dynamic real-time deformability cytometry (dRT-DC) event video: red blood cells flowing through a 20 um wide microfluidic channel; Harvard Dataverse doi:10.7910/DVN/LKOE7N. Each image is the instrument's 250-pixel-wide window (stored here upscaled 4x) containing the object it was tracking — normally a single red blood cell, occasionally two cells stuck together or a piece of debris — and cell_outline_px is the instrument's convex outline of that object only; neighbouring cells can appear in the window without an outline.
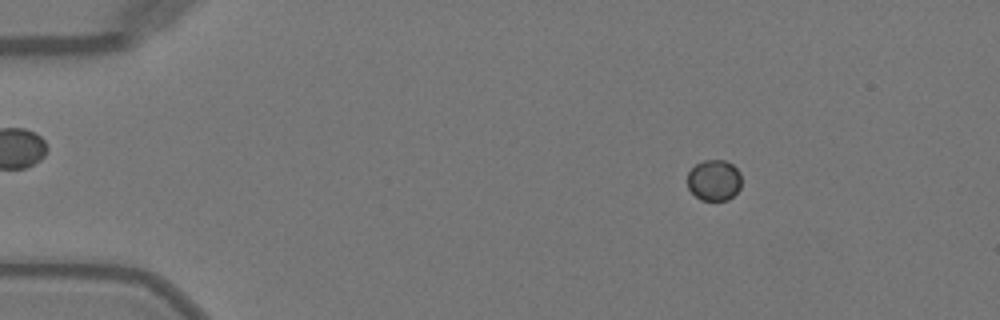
{"species": "Egyptian fruit bat (a non-hibernating species)", "species_latin": "Rousettus aegyptiacus", "temperature_condition": "warm", "stored_images_in_passage": 50, "camera_frame_rate_fps": 3000, "um_per_image_px": 0.085, "animal": {"sex": "female"}, "frame": {"image": 1, "passage_image": 8, "time_ms": 2.333, "image_size_px": [1000, 320], "cell_outline_px": [[740, 188], [728, 200], [700, 200], [688, 188], [688, 172], [696, 164], [704, 160], [724, 160], [732, 164], [740, 172]], "centroid_in_image_um": [60.69, 15.31], "position_along_channel_um": 24.3, "area_um2": 12.83}}
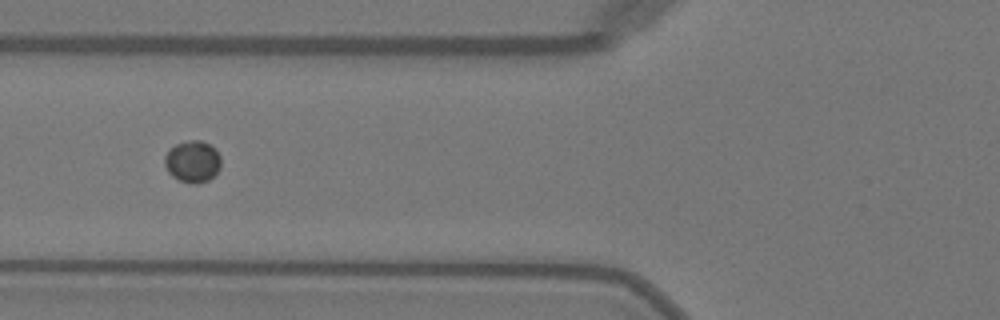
{"frame": {"image": 2, "passage_image": 20, "time_ms": 6.333, "image_size_px": [1000, 320], "cell_outline_px": [[220, 168], [208, 180], [196, 184], [192, 184], [180, 180], [172, 176], [168, 172], [164, 164], [164, 156], [168, 148], [176, 144], [188, 140], [200, 140], [216, 148], [220, 156]], "centroid_in_image_um": [16.34, 13.71], "position_along_channel_um": 109.5, "area_um2": 13.81}}
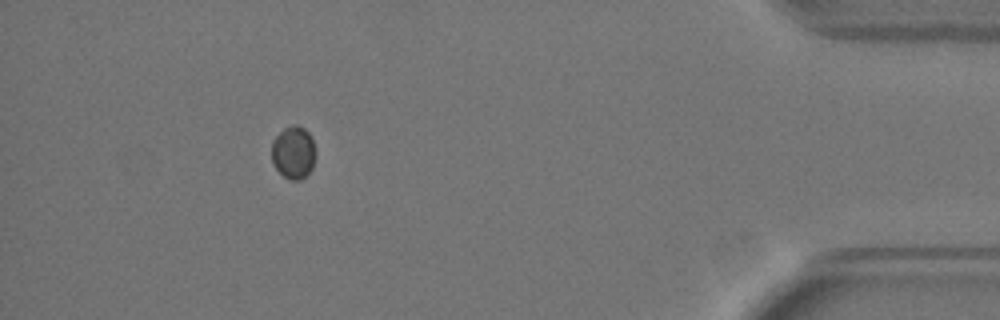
{"frame": {"image": 3, "passage_image": 46, "time_ms": 15.0, "image_size_px": [1000, 320], "cell_outline_px": [[316, 156], [312, 168], [300, 180], [288, 180], [272, 164], [272, 140], [284, 128], [292, 124], [296, 124], [304, 128], [308, 132], [312, 140], [316, 152]], "centroid_in_image_um": [24.94, 12.95], "position_along_channel_um": 410.3, "area_um2": 13.58}}